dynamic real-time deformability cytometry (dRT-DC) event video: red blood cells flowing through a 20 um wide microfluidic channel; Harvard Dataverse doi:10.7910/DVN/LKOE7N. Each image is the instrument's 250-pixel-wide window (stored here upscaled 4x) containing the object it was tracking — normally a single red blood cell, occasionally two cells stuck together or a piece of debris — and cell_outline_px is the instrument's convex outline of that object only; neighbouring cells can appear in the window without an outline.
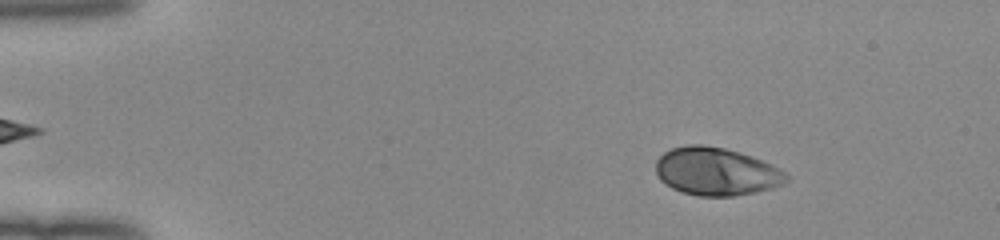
{"species": "human", "species_latin": "Homo sapiens", "temperature_condition": "room temperature", "stored_images_in_passage": 51, "camera_frame_rate_fps": 3000, "um_per_image_px": 0.085, "donor": {"sex": "female"}, "frame": {"image": 1, "passage_image": 7, "time_ms": 2.0, "image_size_px": [1000, 240], "cell_outline_px": [[788, 180], [784, 184], [772, 188], [756, 192], [732, 196], [700, 196], [684, 192], [672, 188], [664, 184], [660, 180], [656, 172], [656, 160], [664, 152], [672, 148], [688, 144], [700, 144], [724, 148], [740, 152], [760, 160], [784, 172], [788, 176]], "centroid_in_image_um": [60.84, 14.58], "position_along_channel_um": 24.2, "area_um2": 36.24}}
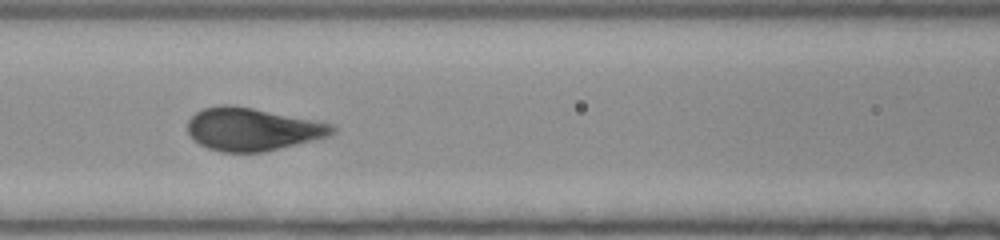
{"frame": {"image": 2, "passage_image": 23, "time_ms": 7.333, "image_size_px": [1000, 240], "cell_outline_px": [[336, 132], [328, 136], [264, 152], [220, 152], [208, 148], [192, 140], [188, 132], [188, 120], [196, 112], [204, 108], [220, 104], [232, 104], [332, 124], [336, 128]], "centroid_in_image_um": [21.4, 10.98], "position_along_channel_um": 145.2, "area_um2": 35.89}}
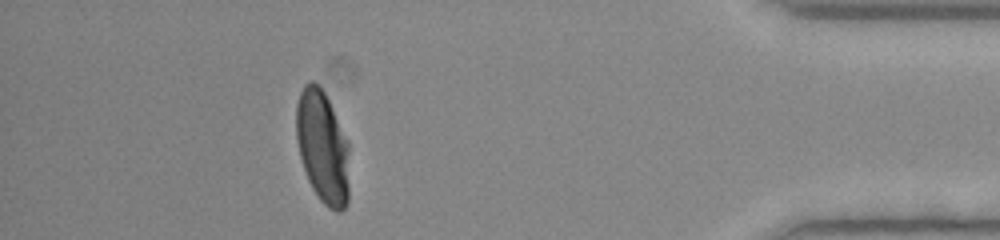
{"frame": {"image": 3, "passage_image": 46, "time_ms": 15.0, "image_size_px": [1000, 240], "cell_outline_px": [[348, 204], [340, 212], [336, 212], [328, 208], [320, 200], [312, 188], [308, 180], [300, 156], [296, 140], [296, 104], [300, 92], [304, 84], [308, 80], [312, 80], [324, 92], [348, 140]], "centroid_in_image_um": [27.41, 12.5], "position_along_channel_um": 407.8, "area_um2": 34.97}, "authors_computed_cell_mechanics": {"area_um2": 35.9516, "velocity_mm_per_s": 4.0032, "shape_relaxation_time_tau1_ms": 2.9002, "shape_relaxation_time_tau2_ms": null, "deformation_change_tau1": 0.1888, "deformation_change_tau2": null}}